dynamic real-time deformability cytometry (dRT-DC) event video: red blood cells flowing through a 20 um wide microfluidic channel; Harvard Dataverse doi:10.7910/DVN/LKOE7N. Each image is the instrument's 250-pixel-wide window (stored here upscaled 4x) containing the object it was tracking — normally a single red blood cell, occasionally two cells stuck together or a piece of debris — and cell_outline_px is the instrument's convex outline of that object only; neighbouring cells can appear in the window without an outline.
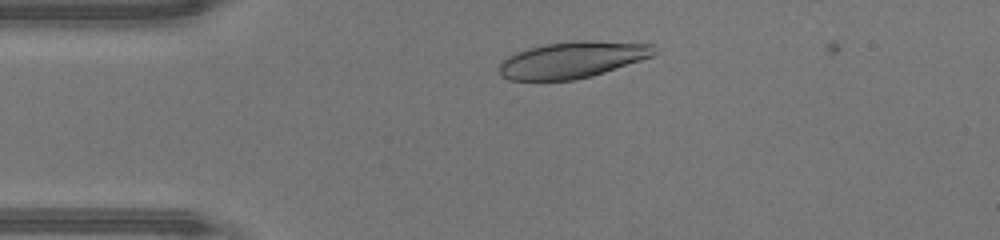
{"species": "human", "species_latin": "Homo sapiens", "temperature_condition": "warm", "stored_images_in_passage": 36, "camera_frame_rate_fps": 3000, "um_per_image_px": 0.085, "donor": {"sex": "male"}, "frame": {"image": 1, "passage_image": 6, "time_ms": 1.667, "image_size_px": [1000, 240], "cell_outline_px": [[660, 52], [652, 56], [592, 76], [576, 80], [508, 80], [500, 76], [500, 64], [508, 56], [528, 48], [544, 44], [572, 40], [592, 40], [656, 44]], "centroid_in_image_um": [48.7, 5.07], "position_along_channel_um": 36.3, "area_um2": 33.18}}
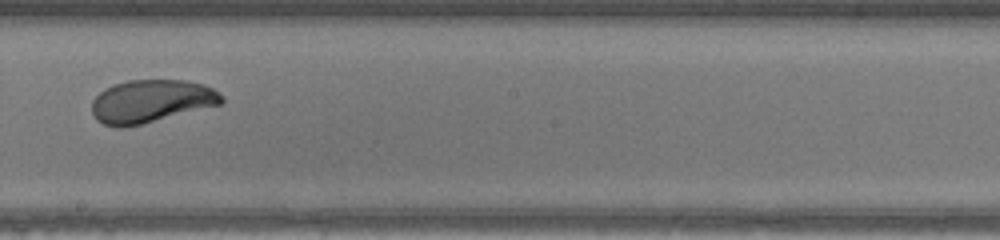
{"frame": {"image": 2, "passage_image": 22, "time_ms": 7.0, "image_size_px": [1000, 240], "cell_outline_px": [[224, 100], [220, 104], [124, 128], [116, 128], [104, 124], [96, 120], [92, 112], [92, 100], [104, 88], [112, 84], [128, 80], [184, 80], [204, 84], [212, 88], [224, 96]], "centroid_in_image_um": [12.81, 8.59], "position_along_channel_um": 235.4, "area_um2": 32.37}}
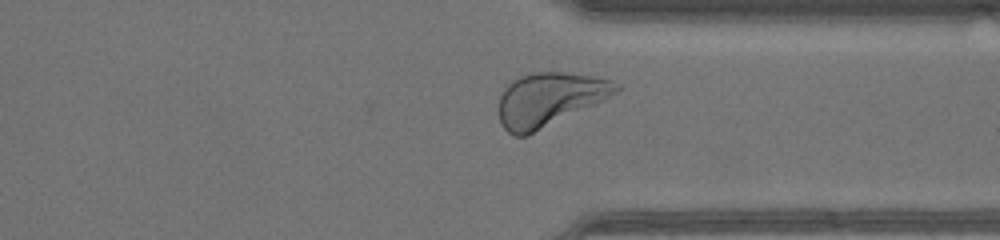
{"frame": {"image": 3, "passage_image": 31, "time_ms": 10.0, "image_size_px": [1000, 240], "cell_outline_px": [[620, 88], [616, 92], [604, 100], [528, 136], [516, 136], [508, 132], [500, 124], [500, 96], [504, 84], [520, 76], [532, 72], [564, 72], [592, 76], [612, 80], [620, 84]], "centroid_in_image_um": [46.67, 8.44], "position_along_channel_um": 364.7, "area_um2": 36.76}, "authors_computed_cell_mechanics": {"area_um2": 33.0327, "velocity_mm_per_s": 4.3569, "shape_relaxation_time_tau1_ms": 3.106, "shape_relaxation_time_tau2_ms": null, "deformation_change_tau1": 0.1745, "deformation_change_tau2": null}}